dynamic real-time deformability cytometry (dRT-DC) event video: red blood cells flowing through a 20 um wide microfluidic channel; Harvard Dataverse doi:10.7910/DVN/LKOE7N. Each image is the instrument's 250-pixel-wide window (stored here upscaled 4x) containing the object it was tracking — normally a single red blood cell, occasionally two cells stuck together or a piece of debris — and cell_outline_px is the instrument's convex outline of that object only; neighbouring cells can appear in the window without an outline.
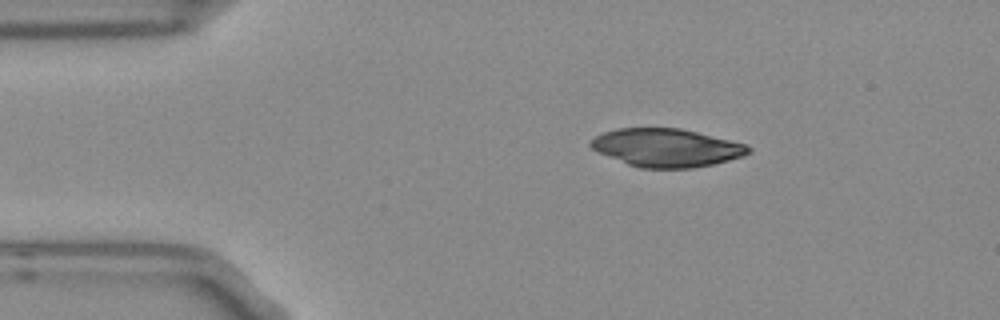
{"species": "Egyptian fruit bat (a non-hibernating species)", "species_latin": "Rousettus aegyptiacus", "temperature_condition": "room temperature", "stored_images_in_passage": 7, "camera_frame_rate_fps": 3000, "um_per_image_px": 0.085, "frame": {"image": 1, "passage_image": 1, "time_ms": 0.0, "image_size_px": [1000, 320], "cell_outline_px": [[752, 152], [744, 156], [712, 164], [692, 168], [640, 168], [628, 164], [600, 152], [592, 148], [588, 144], [596, 136], [604, 132], [616, 128], [680, 128], [748, 144], [752, 148]], "centroid_in_image_um": [56.7, 12.55], "position_along_channel_um": 28.3, "area_um2": 34.91}}